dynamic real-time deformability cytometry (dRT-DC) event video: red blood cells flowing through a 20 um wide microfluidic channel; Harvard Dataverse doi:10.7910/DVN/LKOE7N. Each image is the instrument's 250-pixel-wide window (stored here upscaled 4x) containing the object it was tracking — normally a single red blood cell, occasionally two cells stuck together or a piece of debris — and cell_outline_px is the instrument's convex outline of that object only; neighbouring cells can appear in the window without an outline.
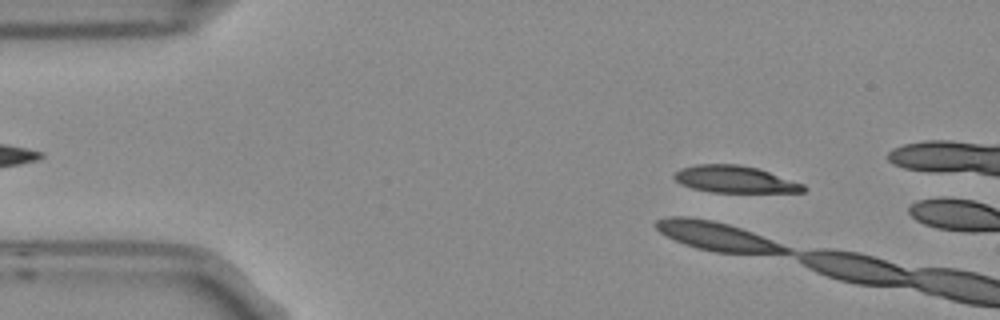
{"species": "Egyptian fruit bat (a non-hibernating species)", "species_latin": "Rousettus aegyptiacus", "temperature_condition": "room temperature", "stored_images_in_passage": 2, "camera_frame_rate_fps": 3000, "um_per_image_px": 0.085, "frame": {"image": 1, "passage_image": 1, "time_ms": 0.0, "image_size_px": [1000, 320], "cell_outline_px": [[808, 188], [804, 192], [712, 192], [692, 188], [680, 184], [672, 176], [680, 168], [696, 164], [740, 164], [756, 168], [804, 184]], "centroid_in_image_um": [62.44, 15.24], "position_along_channel_um": 22.6, "area_um2": 20.23}}